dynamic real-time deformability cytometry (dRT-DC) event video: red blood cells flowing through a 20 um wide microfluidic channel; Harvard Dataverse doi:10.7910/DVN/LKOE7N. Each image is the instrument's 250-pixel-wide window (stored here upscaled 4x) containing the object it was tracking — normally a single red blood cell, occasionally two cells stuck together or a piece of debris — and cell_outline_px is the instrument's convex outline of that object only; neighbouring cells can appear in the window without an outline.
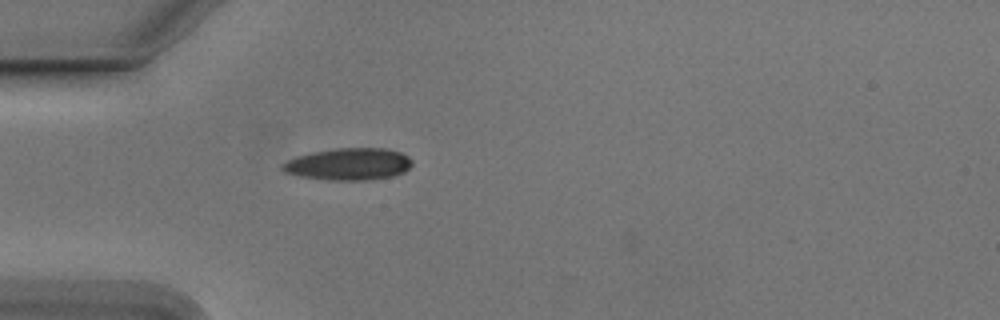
{"species": "Egyptian fruit bat (a non-hibernating species)", "species_latin": "Rousettus aegyptiacus", "temperature_condition": "cold", "stored_images_in_passage": 6, "camera_frame_rate_fps": 3000, "um_per_image_px": 0.085, "animal": {"sex": "male"}, "frame": {"image": 1, "passage_image": 1, "time_ms": 0.0, "image_size_px": [1000, 320], "cell_outline_px": [[412, 164], [404, 172], [392, 176], [368, 180], [328, 180], [300, 176], [284, 172], [280, 168], [280, 164], [296, 156], [312, 152], [336, 148], [384, 148], [400, 152], [408, 156], [412, 160]], "centroid_in_image_um": [29.61, 13.95], "position_along_channel_um": 55.4, "area_um2": 24.28}}
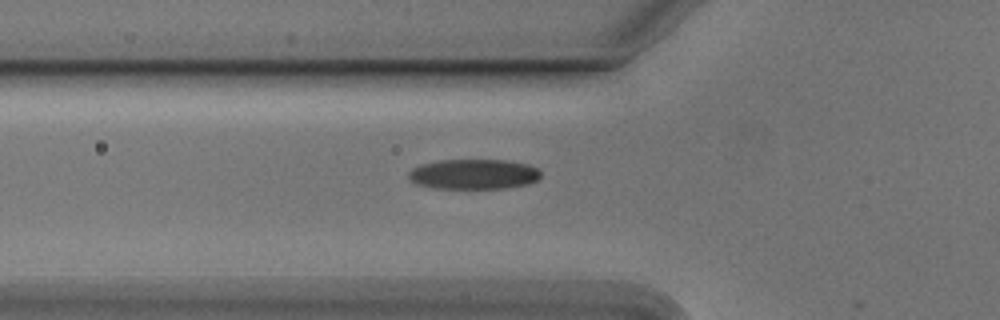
{"frame": {"image": 2, "passage_image": 4, "time_ms": 1.0, "image_size_px": [1000, 320], "cell_outline_px": [[540, 176], [536, 180], [528, 184], [504, 188], [432, 188], [416, 184], [408, 180], [408, 172], [412, 168], [420, 164], [440, 160], [504, 160], [528, 164], [536, 168], [540, 172]], "centroid_in_image_um": [40.21, 14.8], "position_along_channel_um": 85.6, "area_um2": 23.24}}